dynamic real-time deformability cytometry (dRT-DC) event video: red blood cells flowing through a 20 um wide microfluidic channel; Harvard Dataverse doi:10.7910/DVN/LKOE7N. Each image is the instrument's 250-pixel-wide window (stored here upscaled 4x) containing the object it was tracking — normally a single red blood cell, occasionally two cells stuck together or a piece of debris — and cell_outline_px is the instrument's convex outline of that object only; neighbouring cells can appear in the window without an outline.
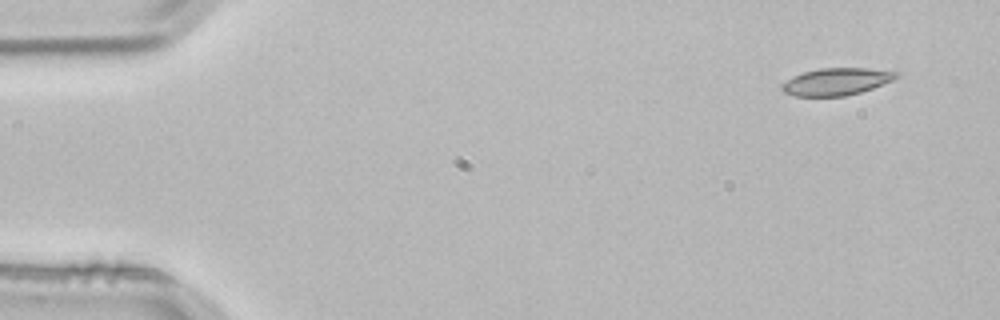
{"species": "common noctule bat (a hibernating species)", "species_latin": "Nyctalus noctula", "temperature_condition": "room temperature", "stored_images_in_passage": 3, "camera_frame_rate_fps": 3000, "um_per_image_px": 0.085, "animal": {"sex": "male", "body_mass_g": 21.5, "forearm_length_mm": 52.0}, "frame": {"image": 1, "passage_image": 1, "time_ms": 0.0, "image_size_px": [1000, 320], "cell_outline_px": [[900, 76], [892, 80], [872, 88], [860, 92], [844, 96], [792, 96], [784, 92], [780, 88], [780, 84], [792, 76], [804, 72], [820, 68], [868, 68], [900, 72]], "centroid_in_image_um": [71.07, 6.93], "position_along_channel_um": 13.9, "area_um2": 18.21}}